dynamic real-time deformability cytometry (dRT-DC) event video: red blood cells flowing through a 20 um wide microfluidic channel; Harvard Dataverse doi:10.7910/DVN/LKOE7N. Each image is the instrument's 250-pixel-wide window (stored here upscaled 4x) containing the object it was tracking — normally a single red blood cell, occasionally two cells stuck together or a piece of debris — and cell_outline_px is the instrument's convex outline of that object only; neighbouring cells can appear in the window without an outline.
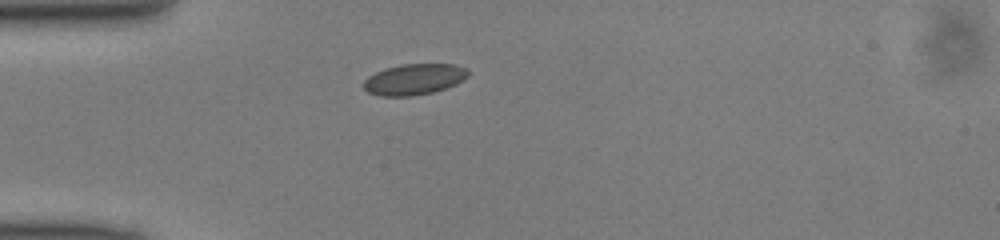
{"species": "common noctule bat (a hibernating species)", "species_latin": "Nyctalus noctula", "temperature_condition": "cold", "stored_images_in_passage": 33, "camera_frame_rate_fps": 3000, "um_per_image_px": 0.085, "animal": {"sex": "male", "body_mass_g": 13.0, "forearm_length_mm": 53.1}, "frame": {"image": 1, "passage_image": 1, "time_ms": 0.0, "image_size_px": [1000, 240], "cell_outline_px": [[468, 76], [464, 80], [456, 84], [432, 92], [412, 96], [380, 96], [368, 92], [364, 88], [364, 80], [368, 76], [384, 68], [400, 64], [456, 64], [468, 68]], "centroid_in_image_um": [35.21, 6.73], "position_along_channel_um": 49.8, "area_um2": 18.96}}
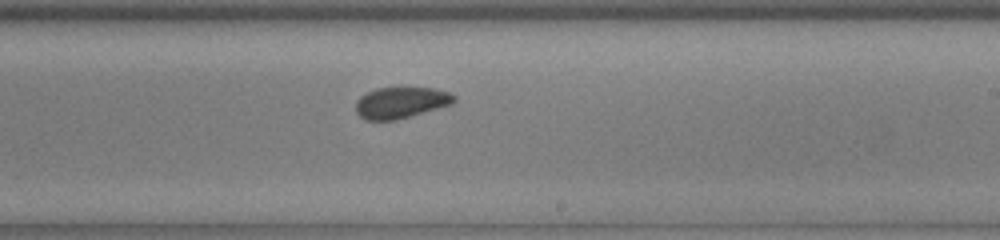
{"frame": {"image": 2, "passage_image": 17, "time_ms": 5.333, "image_size_px": [1000, 240], "cell_outline_px": [[456, 100], [452, 104], [396, 120], [364, 120], [356, 112], [356, 100], [360, 96], [376, 88], [436, 88], [448, 92], [456, 96]], "centroid_in_image_um": [34.07, 8.72], "position_along_channel_um": 254.9, "area_um2": 17.86}}
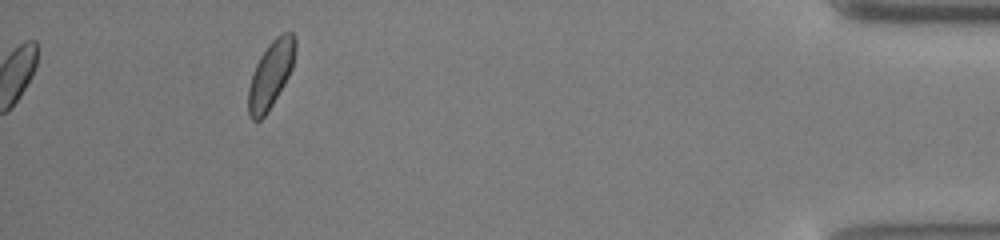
{"frame": {"image": 3, "passage_image": 33, "time_ms": 10.667, "image_size_px": [1000, 240], "cell_outline_px": [[296, 48], [292, 68], [284, 84], [268, 112], [260, 120], [252, 120], [248, 112], [248, 88], [252, 72], [260, 56], [268, 44], [280, 32], [292, 32], [296, 36]], "centroid_in_image_um": [23.01, 6.3], "position_along_channel_um": 412.2, "area_um2": 18.44}}